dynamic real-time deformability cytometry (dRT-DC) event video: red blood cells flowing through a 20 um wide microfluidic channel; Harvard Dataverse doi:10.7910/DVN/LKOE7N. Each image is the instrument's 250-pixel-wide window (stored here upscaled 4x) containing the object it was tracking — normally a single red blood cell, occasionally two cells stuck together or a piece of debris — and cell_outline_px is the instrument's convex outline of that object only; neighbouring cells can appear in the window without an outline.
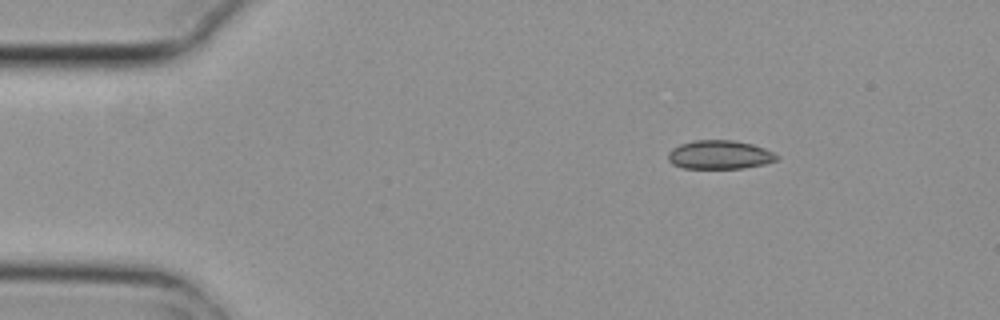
{"species": "common noctule bat (a hibernating species)", "species_latin": "Nyctalus noctula", "temperature_condition": "cold", "stored_images_in_passage": 4, "camera_frame_rate_fps": 3000, "um_per_image_px": 0.085, "animal": {"sex": "female", "body_mass_g": 29.2, "forearm_length_mm": 56.3}, "frame": {"image": 1, "passage_image": 1, "time_ms": 0.0, "image_size_px": [1000, 320], "cell_outline_px": [[780, 156], [776, 160], [764, 164], [744, 168], [684, 168], [672, 164], [668, 160], [668, 152], [672, 148], [680, 144], [696, 140], [732, 140], [752, 144], [764, 148]], "centroid_in_image_um": [61.15, 13.15], "position_along_channel_um": 23.8, "area_um2": 18.15}}